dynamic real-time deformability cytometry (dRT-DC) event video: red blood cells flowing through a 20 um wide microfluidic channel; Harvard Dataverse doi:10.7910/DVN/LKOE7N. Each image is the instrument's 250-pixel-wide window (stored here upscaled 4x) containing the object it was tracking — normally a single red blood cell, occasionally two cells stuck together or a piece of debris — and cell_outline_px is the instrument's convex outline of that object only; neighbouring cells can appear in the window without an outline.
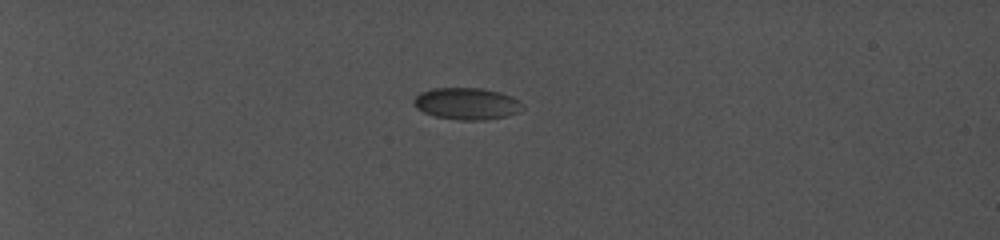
{"species": "common noctule bat (a hibernating species)", "species_latin": "Nyctalus noctula", "temperature_condition": "cold", "stored_images_in_passage": 8, "camera_frame_rate_fps": 5000, "um_per_image_px": 0.085, "animal": {"sex": "female", "body_mass_g": 19.0, "forearm_length_mm": 56.7}, "frame": {"image": 1, "passage_image": 1, "time_ms": 0.0, "image_size_px": [1000, 240], "cell_outline_px": [[524, 104], [516, 112], [504, 116], [480, 120], [460, 120], [436, 116], [424, 112], [416, 108], [412, 100], [420, 92], [432, 88], [480, 88], [500, 92], [512, 96], [520, 100]], "centroid_in_image_um": [39.64, 8.79], "position_along_channel_um": 45.4, "area_um2": 20.0}}
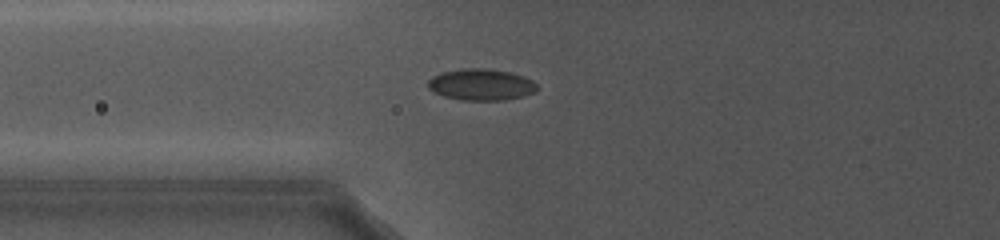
{"frame": {"image": 2, "passage_image": 6, "time_ms": 3.6, "image_size_px": [1000, 240], "cell_outline_px": [[536, 92], [520, 96], [500, 100], [464, 100], [444, 96], [428, 88], [428, 80], [432, 76], [440, 72], [460, 68], [484, 68], [512, 72], [524, 76], [532, 80], [536, 84]], "centroid_in_image_um": [40.87, 7.17], "position_along_channel_um": 84.9, "area_um2": 19.94}}